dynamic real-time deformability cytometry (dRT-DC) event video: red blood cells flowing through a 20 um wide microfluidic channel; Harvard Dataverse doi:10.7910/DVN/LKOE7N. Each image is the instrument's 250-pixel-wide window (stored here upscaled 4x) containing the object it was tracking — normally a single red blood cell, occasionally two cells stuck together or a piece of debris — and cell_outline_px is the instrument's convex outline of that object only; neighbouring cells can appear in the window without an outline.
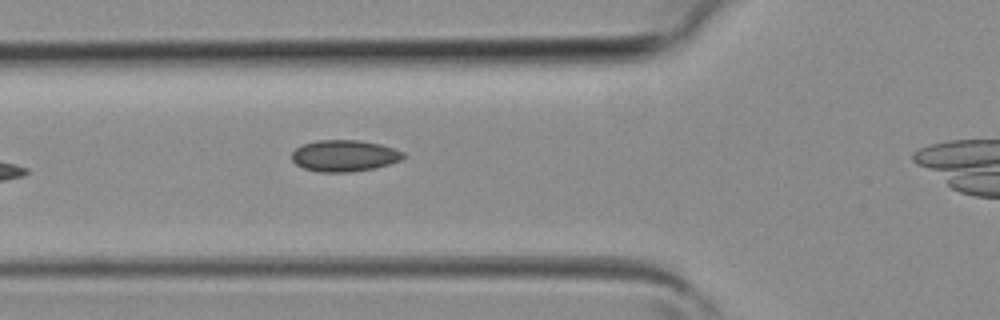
{"species": "common noctule bat (a hibernating species)", "species_latin": "Nyctalus noctula", "temperature_condition": "room temperature", "stored_images_in_passage": 3, "camera_frame_rate_fps": 3000, "um_per_image_px": 0.085, "animal": {"sex": "female", "body_mass_g": 19.3, "forearm_length_mm": 54.1}, "frame": {"image": 1, "passage_image": 2, "time_ms": 0.333, "image_size_px": [1000, 320], "cell_outline_px": [[408, 156], [400, 160], [376, 168], [348, 172], [320, 172], [304, 168], [296, 164], [292, 160], [292, 152], [296, 148], [304, 144], [316, 140], [360, 140], [380, 144], [404, 152]], "centroid_in_image_um": [29.28, 13.23], "position_along_channel_um": 96.5, "area_um2": 20.46}}